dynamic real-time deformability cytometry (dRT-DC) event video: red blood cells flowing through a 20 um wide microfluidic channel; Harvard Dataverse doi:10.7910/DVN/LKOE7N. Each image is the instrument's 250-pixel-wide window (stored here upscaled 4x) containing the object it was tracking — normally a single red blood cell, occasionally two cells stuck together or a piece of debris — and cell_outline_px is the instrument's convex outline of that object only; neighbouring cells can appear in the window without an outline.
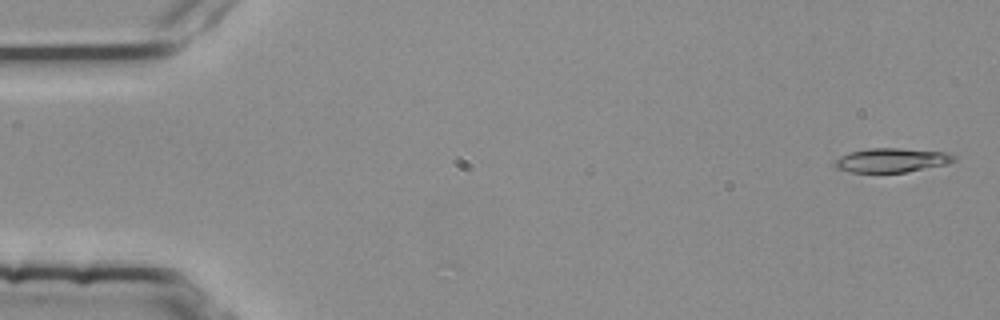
{"species": "common noctule bat (a hibernating species)", "species_latin": "Nyctalus noctula", "temperature_condition": "room temperature", "stored_images_in_passage": 2, "camera_frame_rate_fps": 3000, "um_per_image_px": 0.085, "animal": {"sex": "female", "body_mass_g": 25.1}, "frame": {"image": 1, "passage_image": 1, "time_ms": 0.0, "image_size_px": [1000, 320], "cell_outline_px": [[956, 160], [948, 164], [908, 172], [852, 172], [836, 168], [836, 160], [840, 156], [848, 152], [868, 148], [900, 148], [944, 152], [956, 156]], "centroid_in_image_um": [75.82, 13.61], "position_along_channel_um": 9.2, "area_um2": 16.76}}